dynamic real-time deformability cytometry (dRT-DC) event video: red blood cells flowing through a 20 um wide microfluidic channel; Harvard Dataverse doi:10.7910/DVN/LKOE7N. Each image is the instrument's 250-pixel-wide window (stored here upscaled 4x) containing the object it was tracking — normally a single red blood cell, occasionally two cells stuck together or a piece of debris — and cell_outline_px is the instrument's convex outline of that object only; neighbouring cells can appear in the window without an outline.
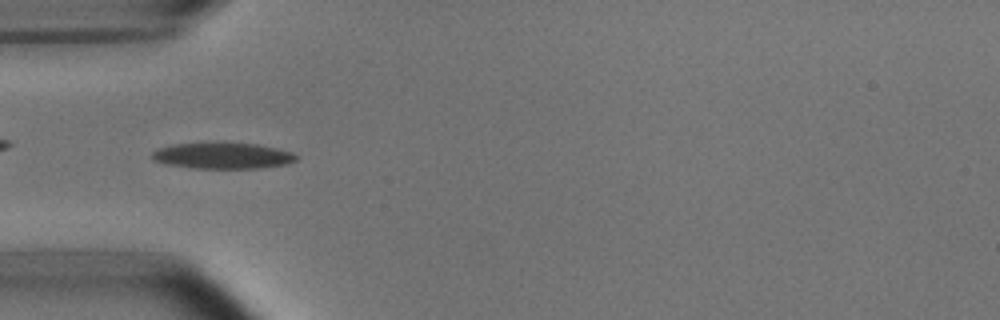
{"species": "common noctule bat (a hibernating species)", "species_latin": "Nyctalus noctula", "temperature_condition": "room temperature", "stored_images_in_passage": 39, "camera_frame_rate_fps": 3000, "um_per_image_px": 0.085, "animal": {"sex": "male", "body_mass_g": 15.6}, "frame": {"image": 1, "passage_image": 3, "time_ms": 0.667, "image_size_px": [1000, 320], "cell_outline_px": [[300, 156], [296, 160], [288, 164], [264, 168], [192, 168], [164, 164], [152, 160], [152, 152], [160, 148], [172, 144], [256, 144], [276, 148], [292, 152]], "centroid_in_image_um": [18.96, 13.26], "position_along_channel_um": 66.0, "area_um2": 21.68}}
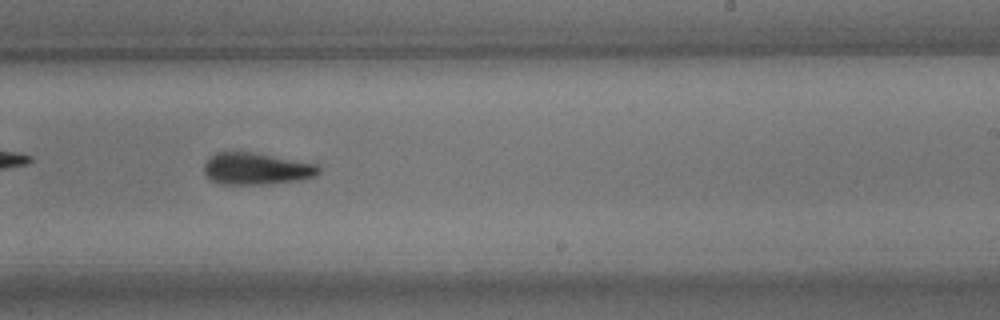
{"frame": {"image": 2, "passage_image": 19, "time_ms": 6.0, "image_size_px": [1000, 320], "cell_outline_px": [[320, 172], [316, 176], [300, 180], [272, 184], [220, 184], [212, 180], [204, 172], [204, 164], [216, 152], [252, 152], [320, 164]], "centroid_in_image_um": [21.85, 14.35], "position_along_channel_um": 267.1, "area_um2": 21.39}}
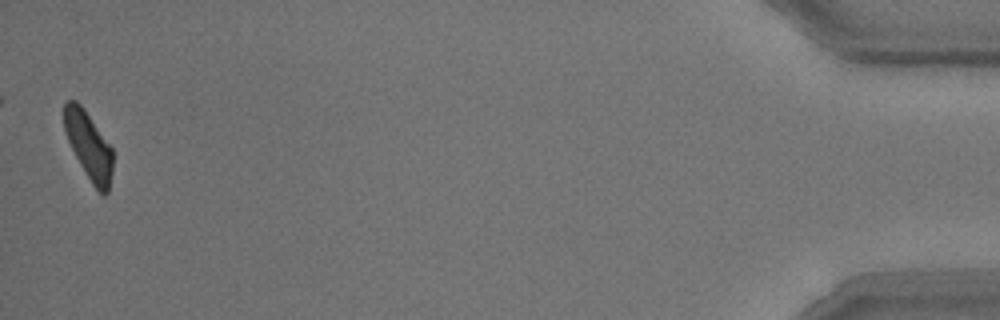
{"frame": {"image": 3, "passage_image": 39, "time_ms": 12.667, "image_size_px": [1000, 320], "cell_outline_px": [[112, 172], [108, 192], [104, 196], [92, 184], [80, 164], [68, 140], [64, 128], [64, 104], [68, 100], [76, 100], [84, 108], [112, 148]], "centroid_in_image_um": [7.54, 12.37], "position_along_channel_um": 427.7, "area_um2": 18.84}, "authors_computed_cell_mechanics": {"area_um2": 21.675, "velocity_mm_per_s": 3.7695, "shape_relaxation_time_tau1_ms": 3.6589, "shape_relaxation_time_tau2_ms": 4.1228, "deformation_change_tau1": 0.1643, "deformation_change_tau2": 0.1297}}